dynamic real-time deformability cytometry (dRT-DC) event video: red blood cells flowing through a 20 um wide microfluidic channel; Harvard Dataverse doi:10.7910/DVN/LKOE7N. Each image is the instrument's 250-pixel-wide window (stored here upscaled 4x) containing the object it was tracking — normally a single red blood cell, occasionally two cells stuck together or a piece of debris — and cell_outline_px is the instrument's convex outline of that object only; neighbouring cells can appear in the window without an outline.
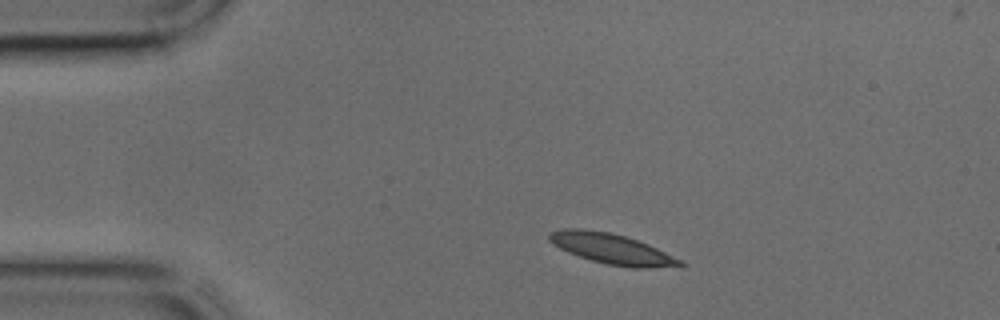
{"species": "common noctule bat (a hibernating species)", "species_latin": "Nyctalus noctula", "temperature_condition": "cold", "stored_images_in_passage": 37, "camera_frame_rate_fps": 3000, "um_per_image_px": 0.085, "animal": {"sex": "male", "body_mass_g": 17.9, "forearm_length_mm": 54.2}, "frame": {"image": 1, "passage_image": 1, "time_ms": 0.0, "image_size_px": [1000, 320], "cell_outline_px": [[684, 264], [680, 268], [632, 268], [608, 264], [592, 260], [568, 252], [552, 244], [548, 240], [548, 232], [564, 228], [580, 228], [612, 232], [648, 244], [680, 260]], "centroid_in_image_um": [52.0, 21.15], "position_along_channel_um": 33.0, "area_um2": 23.24}}
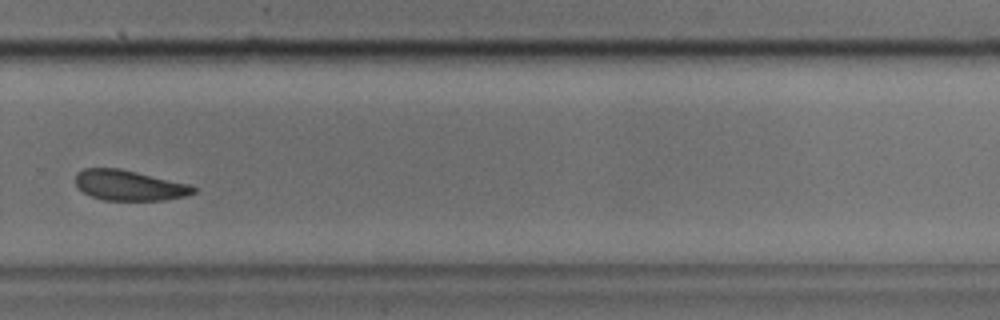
{"frame": {"image": 2, "passage_image": 23, "time_ms": 7.333, "image_size_px": [1000, 320], "cell_outline_px": [[196, 192], [184, 196], [164, 200], [104, 200], [92, 196], [84, 192], [76, 184], [76, 172], [84, 168], [120, 168], [188, 184], [196, 188]], "centroid_in_image_um": [10.96, 15.75], "position_along_channel_um": 318.8, "area_um2": 20.63}}
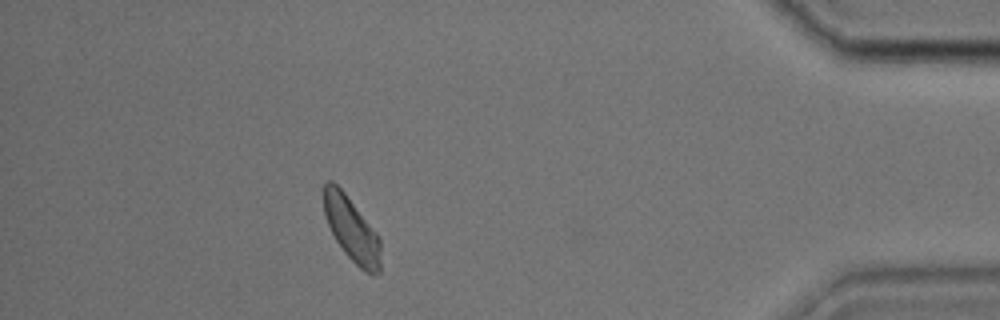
{"frame": {"image": 3, "passage_image": 32, "time_ms": 10.333, "image_size_px": [1000, 320], "cell_outline_px": [[380, 272], [372, 276], [364, 272], [344, 252], [336, 240], [328, 224], [324, 212], [324, 184], [328, 180], [332, 180], [344, 192], [376, 232], [380, 240]], "centroid_in_image_um": [29.9, 19.52], "position_along_channel_um": 405.3, "area_um2": 21.04}}